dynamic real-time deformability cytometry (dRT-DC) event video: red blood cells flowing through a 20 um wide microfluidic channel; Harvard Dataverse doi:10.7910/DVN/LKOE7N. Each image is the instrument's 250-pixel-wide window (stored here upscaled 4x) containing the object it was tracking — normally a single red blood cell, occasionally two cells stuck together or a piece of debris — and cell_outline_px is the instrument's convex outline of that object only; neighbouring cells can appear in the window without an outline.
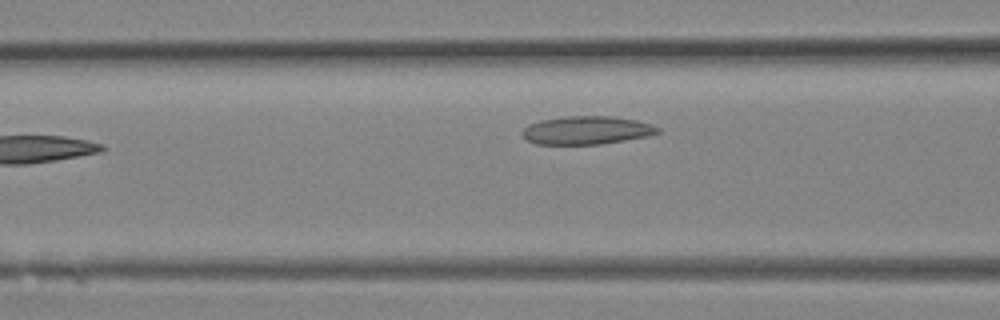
{"species": "Egyptian fruit bat (a non-hibernating species)", "species_latin": "Rousettus aegyptiacus", "temperature_condition": "room temperature", "stored_images_in_passage": 11, "camera_frame_rate_fps": 3000, "um_per_image_px": 0.085, "animal": {"sex": "female"}, "frame": {"image": 1, "passage_image": 11, "time_ms": 3.333, "image_size_px": [1000, 320], "cell_outline_px": [[660, 132], [648, 136], [600, 144], [536, 144], [528, 140], [520, 132], [528, 124], [540, 120], [564, 116], [612, 116], [636, 120], [652, 124], [660, 128]], "centroid_in_image_um": [49.86, 11.06], "position_along_channel_um": 116.7, "area_um2": 22.31}}